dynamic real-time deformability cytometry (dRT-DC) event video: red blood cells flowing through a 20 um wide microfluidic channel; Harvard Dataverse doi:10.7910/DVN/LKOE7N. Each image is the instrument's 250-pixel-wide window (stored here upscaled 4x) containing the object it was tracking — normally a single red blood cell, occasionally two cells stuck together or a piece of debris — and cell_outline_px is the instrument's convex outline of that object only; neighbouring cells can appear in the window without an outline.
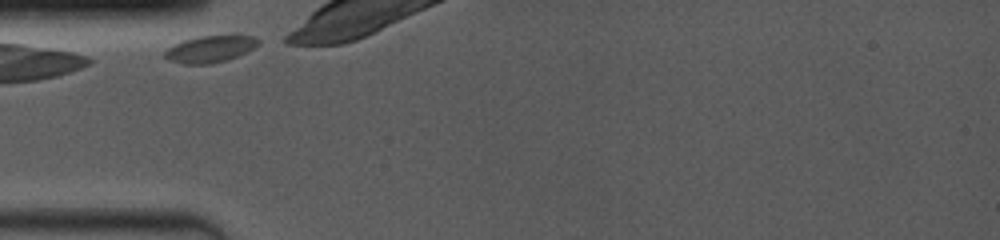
{"species": "common noctule bat (a hibernating species)", "species_latin": "Nyctalus noctula", "temperature_condition": "room temperature", "stored_images_in_passage": 28, "camera_frame_rate_fps": 4000, "um_per_image_px": 0.085, "animal": {"sex": "female", "body_mass_g": 19.0, "forearm_length_mm": 53.3}, "frame": {"image": 1, "passage_image": 1, "time_ms": 0.0, "image_size_px": [1000, 240], "cell_outline_px": [[260, 44], [228, 60], [208, 64], [184, 64], [168, 60], [164, 56], [164, 52], [168, 48], [184, 40], [200, 36], [256, 36], [260, 40]], "centroid_in_image_um": [17.85, 4.17], "position_along_channel_um": 67.2, "area_um2": 14.33}}